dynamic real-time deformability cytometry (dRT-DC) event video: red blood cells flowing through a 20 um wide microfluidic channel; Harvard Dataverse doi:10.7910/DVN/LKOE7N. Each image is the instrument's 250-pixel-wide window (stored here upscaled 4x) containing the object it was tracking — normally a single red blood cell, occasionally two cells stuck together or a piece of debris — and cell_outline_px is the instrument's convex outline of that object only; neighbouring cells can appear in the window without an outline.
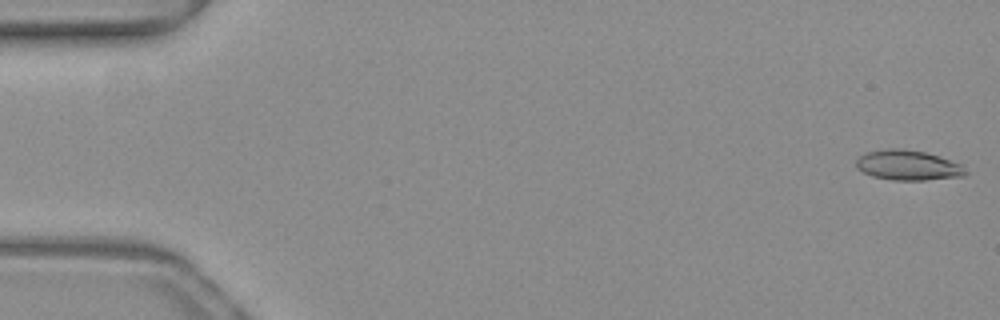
{"species": "common noctule bat (a hibernating species)", "species_latin": "Nyctalus noctula", "temperature_condition": "warm", "stored_images_in_passage": 52, "camera_frame_rate_fps": 3000, "um_per_image_px": 0.085, "animal": {"sex": "female", "body_mass_g": 19.3, "forearm_length_mm": 54.1}, "frame": {"image": 1, "passage_image": 1, "time_ms": 0.0, "image_size_px": [1000, 320], "cell_outline_px": [[968, 172], [964, 176], [924, 180], [892, 180], [872, 176], [856, 168], [856, 160], [864, 152], [888, 148], [904, 148], [924, 152], [940, 156], [964, 164]], "centroid_in_image_um": [77.21, 14.03], "position_along_channel_um": 7.8, "area_um2": 19.48}}
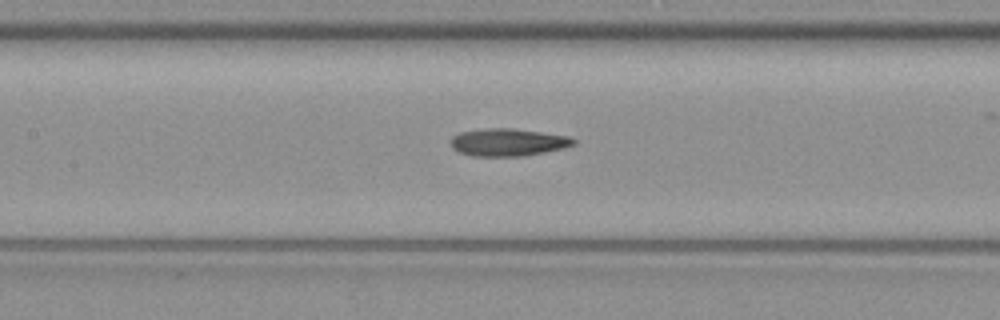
{"frame": {"image": 2, "passage_image": 24, "time_ms": 7.667, "image_size_px": [1000, 320], "cell_outline_px": [[576, 144], [564, 148], [524, 156], [472, 156], [460, 152], [452, 148], [452, 136], [460, 132], [488, 128], [512, 128], [568, 136], [576, 140]], "centroid_in_image_um": [43.19, 12.09], "position_along_channel_um": 164.2, "area_um2": 19.59}}
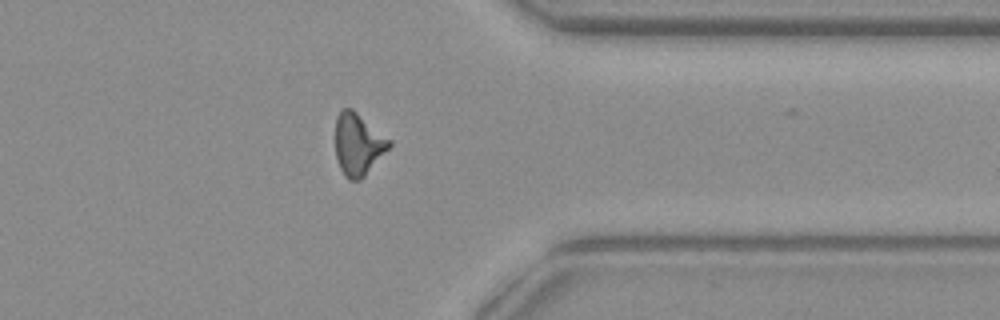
{"frame": {"image": 3, "passage_image": 41, "time_ms": 13.333, "image_size_px": [1000, 320], "cell_outline_px": [[392, 144], [364, 176], [360, 180], [348, 180], [344, 176], [340, 168], [336, 156], [336, 116], [340, 108], [352, 108], [392, 140]], "centroid_in_image_um": [30.43, 12.24], "position_along_channel_um": 381.0, "area_um2": 19.48}, "authors_computed_cell_mechanics": {"area_um2": 19.1896, "velocity_mm_per_s": 3.9997, "shape_relaxation_time_tau1_ms": null, "shape_relaxation_time_tau2_ms": 5.4398, "deformation_change_tau1": null, "deformation_change_tau2": 0.1609}}